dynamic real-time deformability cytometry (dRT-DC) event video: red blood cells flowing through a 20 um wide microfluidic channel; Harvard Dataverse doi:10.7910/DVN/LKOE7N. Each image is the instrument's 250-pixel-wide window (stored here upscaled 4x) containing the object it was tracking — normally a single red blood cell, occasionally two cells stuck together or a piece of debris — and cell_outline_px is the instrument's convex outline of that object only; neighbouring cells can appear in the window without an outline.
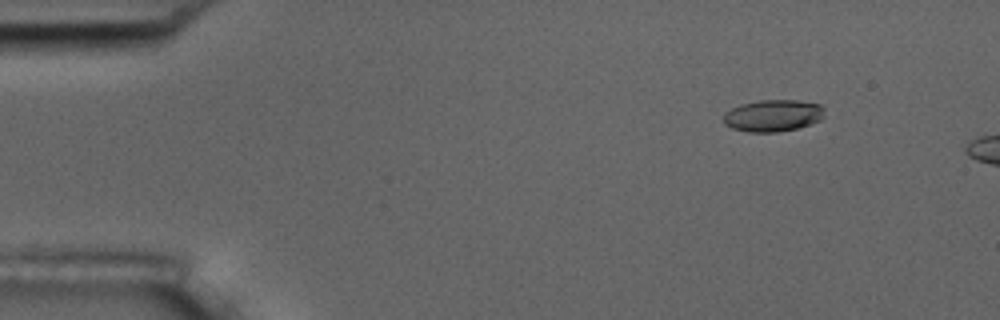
{"species": "common noctule bat (a hibernating species)", "species_latin": "Nyctalus noctula", "temperature_condition": "room temperature", "stored_images_in_passage": 4, "camera_frame_rate_fps": 3000, "um_per_image_px": 0.085, "animal": {"sex": "male", "body_mass_g": 17.5, "forearm_length_mm": 52.3}, "frame": {"image": 1, "passage_image": 2, "time_ms": 1.333, "image_size_px": [1000, 320], "cell_outline_px": [[824, 116], [820, 120], [796, 128], [776, 132], [748, 132], [732, 128], [724, 124], [724, 112], [740, 104], [760, 100], [796, 100], [820, 104], [824, 108]], "centroid_in_image_um": [65.69, 9.82], "position_along_channel_um": 19.3, "area_um2": 18.73}}